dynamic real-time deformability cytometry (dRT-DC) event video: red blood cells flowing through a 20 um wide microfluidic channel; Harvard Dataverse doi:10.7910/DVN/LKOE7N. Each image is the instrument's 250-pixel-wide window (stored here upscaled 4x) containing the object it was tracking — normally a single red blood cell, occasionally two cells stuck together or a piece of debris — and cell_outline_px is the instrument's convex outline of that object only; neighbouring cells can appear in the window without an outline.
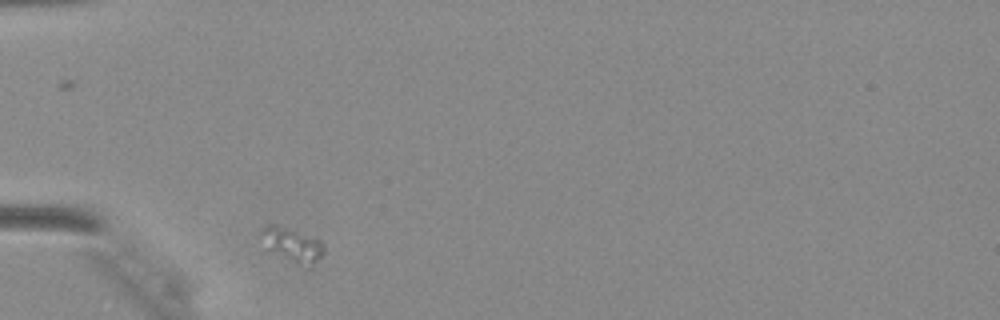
{"species": "Egyptian fruit bat (a non-hibernating species)", "species_latin": "Rousettus aegyptiacus", "temperature_condition": "warm", "stored_images_in_passage": 28, "camera_frame_rate_fps": 3000, "um_per_image_px": 0.085, "animal": {"sex": "female"}, "frame": {"image": 1, "passage_image": 1, "time_ms": 0.0, "image_size_px": [1000, 320], "cell_outline_px": [[324, 252], [308, 268], [304, 268], [264, 252], [260, 232], [268, 224], [276, 224], [320, 240], [324, 244]], "centroid_in_image_um": [24.75, 20.87], "position_along_channel_um": 60.3, "area_um2": 13.06}}
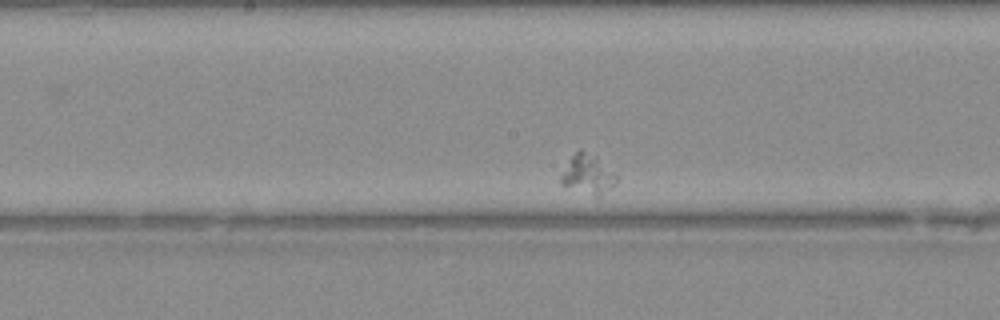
{"frame": {"image": 2, "passage_image": 13, "time_ms": 4.0, "image_size_px": [1000, 320], "cell_outline_px": [[616, 184], [612, 188], [600, 196], [596, 196], [560, 184], [560, 176], [568, 160], [580, 148], [596, 156], [616, 176]], "centroid_in_image_um": [49.94, 14.81], "position_along_channel_um": 198.3, "area_um2": 12.48}}